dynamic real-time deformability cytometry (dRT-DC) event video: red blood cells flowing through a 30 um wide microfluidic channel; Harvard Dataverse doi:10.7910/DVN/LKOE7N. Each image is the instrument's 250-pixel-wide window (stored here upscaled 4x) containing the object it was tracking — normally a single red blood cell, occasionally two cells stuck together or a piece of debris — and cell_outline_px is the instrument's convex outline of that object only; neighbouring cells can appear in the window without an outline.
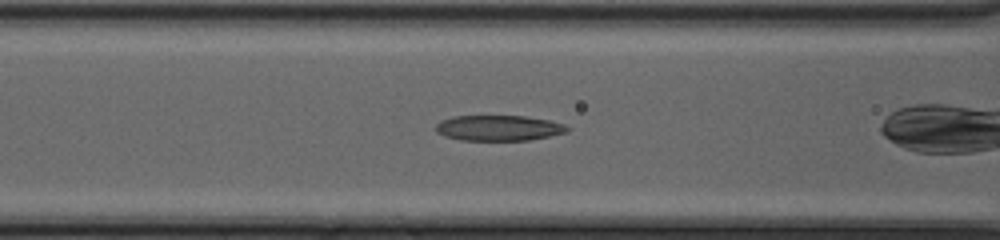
{"species": "common noctule bat (a hibernating species)", "species_latin": "Nyctalus noctula", "temperature_condition": "cold", "stored_images_in_passage": 48, "camera_frame_rate_fps": 3000, "um_per_image_px": 0.085, "animal": {"sex": "female", "body_mass_g": 20.0, "forearm_length_mm": 54.0}, "frame": {"image": 1, "passage_image": 20, "time_ms": 6.333, "image_size_px": [1000, 240], "cell_outline_px": [[568, 132], [528, 140], [460, 140], [444, 136], [436, 132], [436, 124], [440, 120], [452, 116], [524, 116], [548, 120], [564, 124], [568, 128]], "centroid_in_image_um": [42.34, 10.88], "position_along_channel_um": 124.3, "area_um2": 19.48}}
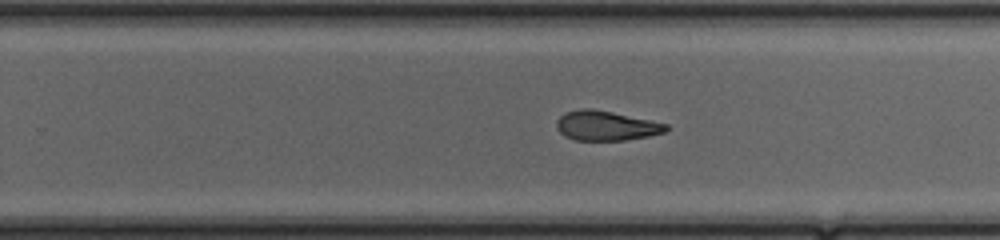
{"frame": {"image": 2, "passage_image": 31, "time_ms": 10.0, "image_size_px": [1000, 240], "cell_outline_px": [[668, 128], [664, 132], [648, 136], [624, 140], [576, 140], [564, 136], [560, 132], [556, 124], [556, 120], [564, 112], [580, 108], [592, 108], [612, 112], [668, 124]], "centroid_in_image_um": [51.47, 10.67], "position_along_channel_um": 278.3, "area_um2": 18.84}}
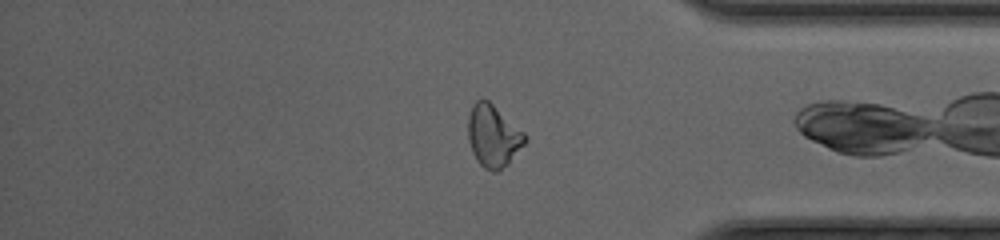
{"frame": {"image": 3, "passage_image": 40, "time_ms": 13.0, "image_size_px": [1000, 240], "cell_outline_px": [[528, 140], [508, 164], [496, 172], [492, 172], [484, 168], [476, 160], [472, 152], [468, 140], [468, 116], [472, 104], [476, 100], [488, 100], [524, 132], [528, 136]], "centroid_in_image_um": [41.92, 11.57], "position_along_channel_um": 393.3, "area_um2": 20.69}, "authors_computed_cell_mechanics": {"area_um2": 20.4612, "velocity_mm_per_s": 4.1974, "shape_relaxation_time_tau1_ms": null, "shape_relaxation_time_tau2_ms": 2.3623, "deformation_change_tau1": null, "deformation_change_tau2": 0.1082}}